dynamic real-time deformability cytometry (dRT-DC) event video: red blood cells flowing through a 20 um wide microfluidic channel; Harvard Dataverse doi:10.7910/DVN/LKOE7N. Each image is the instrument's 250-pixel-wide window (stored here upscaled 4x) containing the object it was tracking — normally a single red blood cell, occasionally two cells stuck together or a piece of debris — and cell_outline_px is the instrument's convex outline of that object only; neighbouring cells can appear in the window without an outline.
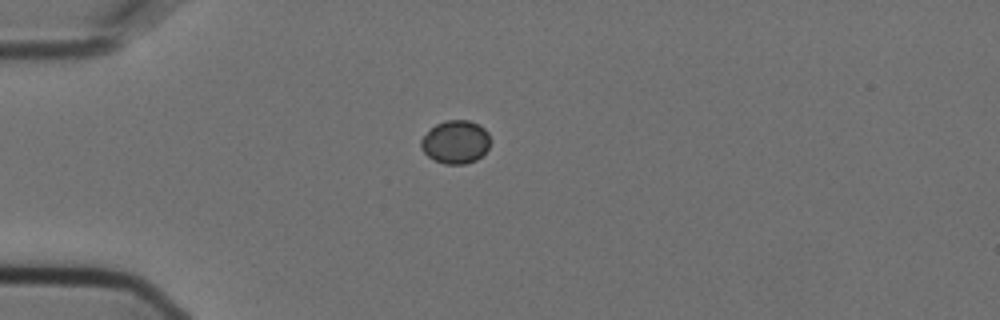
{"species": "Egyptian fruit bat (a non-hibernating species)", "species_latin": "Rousettus aegyptiacus", "temperature_condition": "cold", "stored_images_in_passage": 42, "camera_frame_rate_fps": 3000, "um_per_image_px": 0.085, "animal": {"sex": "female"}, "frame": {"image": 1, "passage_image": 1, "time_ms": 0.0, "image_size_px": [1000, 320], "cell_outline_px": [[488, 148], [476, 160], [464, 164], [444, 164], [428, 156], [420, 148], [420, 140], [436, 124], [448, 120], [468, 120], [480, 124], [488, 132]], "centroid_in_image_um": [38.71, 12.06], "position_along_channel_um": 46.3, "area_um2": 17.22}}
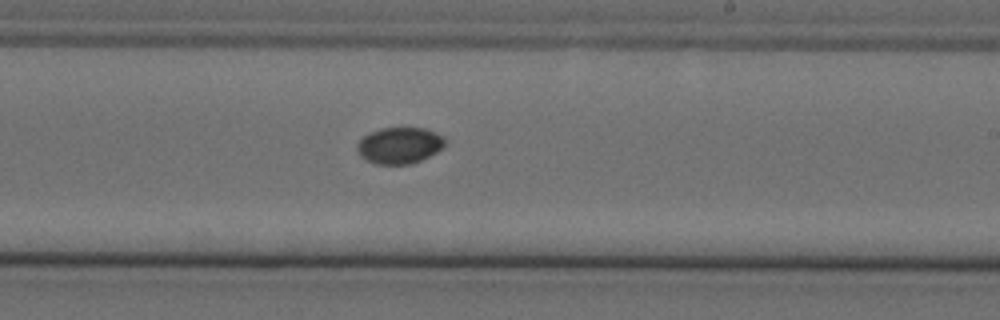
{"frame": {"image": 2, "passage_image": 20, "time_ms": 6.333, "image_size_px": [1000, 320], "cell_outline_px": [[448, 140], [444, 148], [412, 164], [376, 164], [360, 156], [356, 148], [356, 144], [368, 132], [380, 128], [424, 128], [436, 132], [444, 136]], "centroid_in_image_um": [33.98, 12.35], "position_along_channel_um": 255.0, "area_um2": 18.84}}
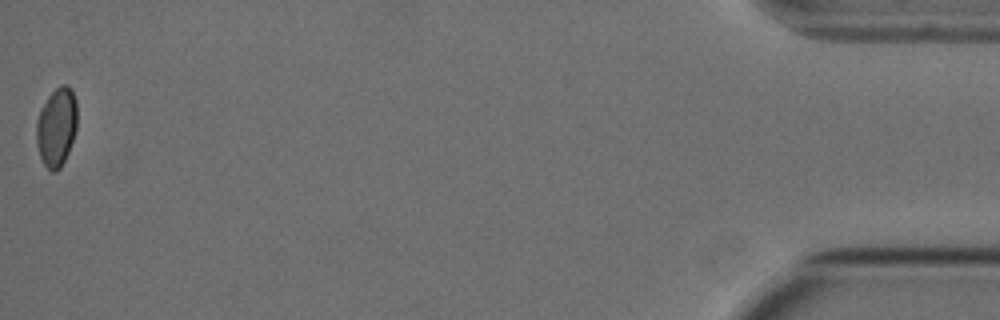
{"frame": {"image": 3, "passage_image": 42, "time_ms": 13.667, "image_size_px": [1000, 320], "cell_outline_px": [[76, 128], [68, 152], [60, 168], [56, 172], [52, 172], [44, 164], [40, 156], [36, 140], [36, 120], [40, 108], [48, 96], [60, 84], [68, 84], [72, 88], [76, 100]], "centroid_in_image_um": [4.79, 10.75], "position_along_channel_um": 430.4, "area_um2": 18.79}}